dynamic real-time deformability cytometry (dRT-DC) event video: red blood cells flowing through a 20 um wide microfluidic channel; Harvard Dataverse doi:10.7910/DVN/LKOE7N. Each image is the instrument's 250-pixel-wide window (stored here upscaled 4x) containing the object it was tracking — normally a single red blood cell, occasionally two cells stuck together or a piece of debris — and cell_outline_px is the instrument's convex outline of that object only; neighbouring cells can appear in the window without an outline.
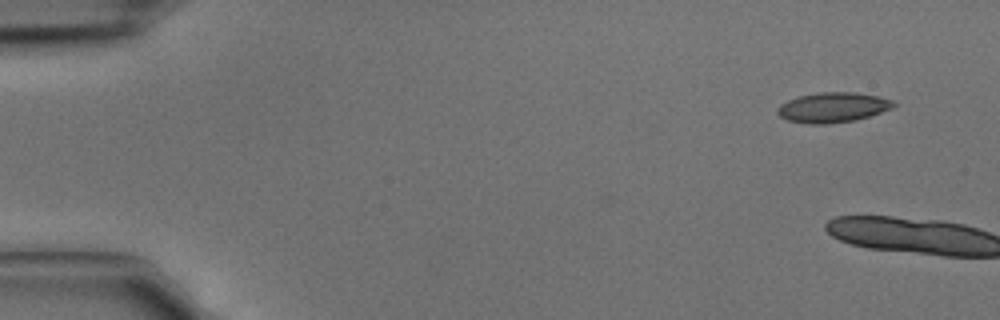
{"species": "common noctule bat (a hibernating species)", "species_latin": "Nyctalus noctula", "temperature_condition": "cold", "stored_images_in_passage": 5, "camera_frame_rate_fps": 3000, "um_per_image_px": 0.085, "animal": {"sex": "male", "body_mass_g": 15.6}, "frame": {"image": 1, "passage_image": 1, "time_ms": 0.0, "image_size_px": [1000, 320], "cell_outline_px": [[896, 104], [892, 108], [868, 116], [852, 120], [824, 124], [808, 124], [788, 120], [780, 116], [776, 112], [776, 108], [780, 104], [788, 100], [800, 96], [820, 92], [856, 92], [880, 96], [892, 100]], "centroid_in_image_um": [70.77, 9.12], "position_along_channel_um": 14.2, "area_um2": 20.17}}